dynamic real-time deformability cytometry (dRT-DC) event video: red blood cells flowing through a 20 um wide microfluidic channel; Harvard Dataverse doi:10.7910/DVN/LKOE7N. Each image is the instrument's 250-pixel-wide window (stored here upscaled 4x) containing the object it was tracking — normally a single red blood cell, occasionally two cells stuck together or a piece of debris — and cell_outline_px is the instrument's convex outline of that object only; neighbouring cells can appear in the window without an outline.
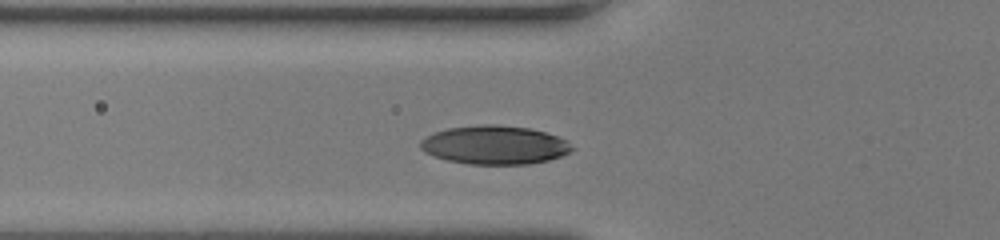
{"species": "human", "species_latin": "Homo sapiens", "temperature_condition": "room temperature", "stored_images_in_passage": 26, "camera_frame_rate_fps": 3000, "um_per_image_px": 0.085, "donor": {"sex": "female"}, "frame": {"image": 1, "passage_image": 2, "time_ms": 0.333, "image_size_px": [1000, 240], "cell_outline_px": [[576, 148], [560, 156], [548, 160], [528, 164], [468, 164], [448, 160], [432, 156], [424, 152], [420, 148], [420, 140], [436, 132], [448, 128], [484, 124], [496, 124], [528, 128], [544, 132], [556, 136], [564, 140]], "centroid_in_image_um": [42.02, 12.33], "position_along_channel_um": 83.8, "area_um2": 33.93}}
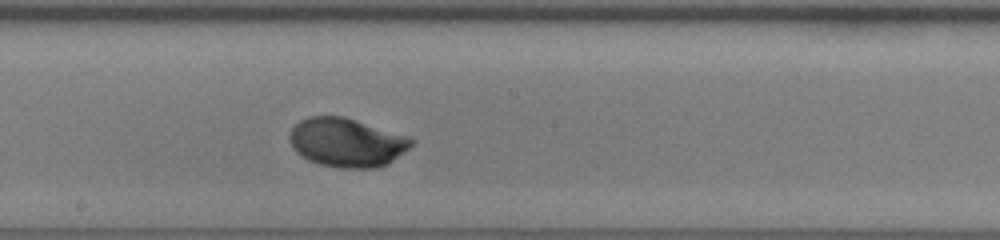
{"frame": {"image": 2, "passage_image": 12, "time_ms": 3.667, "image_size_px": [1000, 240], "cell_outline_px": [[416, 140], [404, 152], [388, 164], [376, 168], [340, 168], [320, 164], [308, 160], [296, 152], [292, 148], [292, 128], [300, 120], [308, 116], [344, 116], [408, 136]], "centroid_in_image_um": [29.5, 12.11], "position_along_channel_um": 218.7, "area_um2": 34.51}}
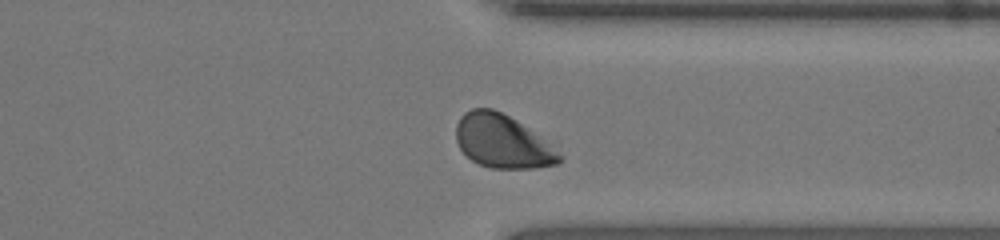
{"frame": {"image": 3, "passage_image": 23, "time_ms": 7.333, "image_size_px": [1000, 240], "cell_outline_px": [[564, 156], [556, 164], [532, 168], [492, 168], [480, 164], [472, 160], [460, 148], [456, 140], [456, 124], [460, 116], [464, 112], [472, 108], [492, 108], [516, 120]], "centroid_in_image_um": [42.65, 12.01], "position_along_channel_um": 368.7, "area_um2": 31.5}, "authors_computed_cell_mechanics": {"area_um2": 33.524, "velocity_mm_per_s": 4.0648, "shape_relaxation_time_tau1_ms": 3.1648, "shape_relaxation_time_tau2_ms": null, "deformation_change_tau1": 0.1748, "deformation_change_tau2": null}}